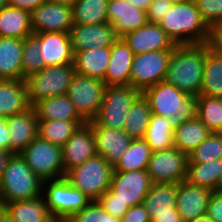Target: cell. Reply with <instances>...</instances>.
<instances>
[{
  "label": "cell",
  "instance_id": "obj_17",
  "mask_svg": "<svg viewBox=\"0 0 222 222\" xmlns=\"http://www.w3.org/2000/svg\"><path fill=\"white\" fill-rule=\"evenodd\" d=\"M121 38L133 51L134 55L157 50H172L176 46L167 33L155 23H146Z\"/></svg>",
  "mask_w": 222,
  "mask_h": 222
},
{
  "label": "cell",
  "instance_id": "obj_18",
  "mask_svg": "<svg viewBox=\"0 0 222 222\" xmlns=\"http://www.w3.org/2000/svg\"><path fill=\"white\" fill-rule=\"evenodd\" d=\"M95 139V148L98 155L114 168L127 151L133 140L124 130L91 126Z\"/></svg>",
  "mask_w": 222,
  "mask_h": 222
},
{
  "label": "cell",
  "instance_id": "obj_24",
  "mask_svg": "<svg viewBox=\"0 0 222 222\" xmlns=\"http://www.w3.org/2000/svg\"><path fill=\"white\" fill-rule=\"evenodd\" d=\"M30 107L24 80H0V117L20 114Z\"/></svg>",
  "mask_w": 222,
  "mask_h": 222
},
{
  "label": "cell",
  "instance_id": "obj_10",
  "mask_svg": "<svg viewBox=\"0 0 222 222\" xmlns=\"http://www.w3.org/2000/svg\"><path fill=\"white\" fill-rule=\"evenodd\" d=\"M105 88L106 84L103 80L76 72L73 75L67 95L86 123L96 117L103 101Z\"/></svg>",
  "mask_w": 222,
  "mask_h": 222
},
{
  "label": "cell",
  "instance_id": "obj_9",
  "mask_svg": "<svg viewBox=\"0 0 222 222\" xmlns=\"http://www.w3.org/2000/svg\"><path fill=\"white\" fill-rule=\"evenodd\" d=\"M20 155L31 170L43 181L65 177L61 146L37 137Z\"/></svg>",
  "mask_w": 222,
  "mask_h": 222
},
{
  "label": "cell",
  "instance_id": "obj_40",
  "mask_svg": "<svg viewBox=\"0 0 222 222\" xmlns=\"http://www.w3.org/2000/svg\"><path fill=\"white\" fill-rule=\"evenodd\" d=\"M44 67L46 66L41 57L39 38L35 34H31L23 39V80L27 76L41 71Z\"/></svg>",
  "mask_w": 222,
  "mask_h": 222
},
{
  "label": "cell",
  "instance_id": "obj_1",
  "mask_svg": "<svg viewBox=\"0 0 222 222\" xmlns=\"http://www.w3.org/2000/svg\"><path fill=\"white\" fill-rule=\"evenodd\" d=\"M206 58V43L176 45L171 52L165 81L179 90L200 95Z\"/></svg>",
  "mask_w": 222,
  "mask_h": 222
},
{
  "label": "cell",
  "instance_id": "obj_19",
  "mask_svg": "<svg viewBox=\"0 0 222 222\" xmlns=\"http://www.w3.org/2000/svg\"><path fill=\"white\" fill-rule=\"evenodd\" d=\"M6 122L11 154H20L38 137V119L32 106L23 113L7 117Z\"/></svg>",
  "mask_w": 222,
  "mask_h": 222
},
{
  "label": "cell",
  "instance_id": "obj_34",
  "mask_svg": "<svg viewBox=\"0 0 222 222\" xmlns=\"http://www.w3.org/2000/svg\"><path fill=\"white\" fill-rule=\"evenodd\" d=\"M174 126L169 118L152 114L144 136L152 152L164 151L173 146Z\"/></svg>",
  "mask_w": 222,
  "mask_h": 222
},
{
  "label": "cell",
  "instance_id": "obj_46",
  "mask_svg": "<svg viewBox=\"0 0 222 222\" xmlns=\"http://www.w3.org/2000/svg\"><path fill=\"white\" fill-rule=\"evenodd\" d=\"M207 216L213 222H222V193L213 191L210 195Z\"/></svg>",
  "mask_w": 222,
  "mask_h": 222
},
{
  "label": "cell",
  "instance_id": "obj_14",
  "mask_svg": "<svg viewBox=\"0 0 222 222\" xmlns=\"http://www.w3.org/2000/svg\"><path fill=\"white\" fill-rule=\"evenodd\" d=\"M33 34L43 32L69 33L73 24L72 6L44 2L30 13Z\"/></svg>",
  "mask_w": 222,
  "mask_h": 222
},
{
  "label": "cell",
  "instance_id": "obj_51",
  "mask_svg": "<svg viewBox=\"0 0 222 222\" xmlns=\"http://www.w3.org/2000/svg\"><path fill=\"white\" fill-rule=\"evenodd\" d=\"M151 222H184L177 209L173 213L154 214Z\"/></svg>",
  "mask_w": 222,
  "mask_h": 222
},
{
  "label": "cell",
  "instance_id": "obj_13",
  "mask_svg": "<svg viewBox=\"0 0 222 222\" xmlns=\"http://www.w3.org/2000/svg\"><path fill=\"white\" fill-rule=\"evenodd\" d=\"M151 185L147 170L128 172L113 170L109 191L112 193V200H120L131 207L143 203Z\"/></svg>",
  "mask_w": 222,
  "mask_h": 222
},
{
  "label": "cell",
  "instance_id": "obj_39",
  "mask_svg": "<svg viewBox=\"0 0 222 222\" xmlns=\"http://www.w3.org/2000/svg\"><path fill=\"white\" fill-rule=\"evenodd\" d=\"M196 116L211 132L222 133V98L197 96Z\"/></svg>",
  "mask_w": 222,
  "mask_h": 222
},
{
  "label": "cell",
  "instance_id": "obj_33",
  "mask_svg": "<svg viewBox=\"0 0 222 222\" xmlns=\"http://www.w3.org/2000/svg\"><path fill=\"white\" fill-rule=\"evenodd\" d=\"M222 174V159L205 163H188L186 181L190 184L215 191Z\"/></svg>",
  "mask_w": 222,
  "mask_h": 222
},
{
  "label": "cell",
  "instance_id": "obj_58",
  "mask_svg": "<svg viewBox=\"0 0 222 222\" xmlns=\"http://www.w3.org/2000/svg\"><path fill=\"white\" fill-rule=\"evenodd\" d=\"M173 5L187 2L189 0H169Z\"/></svg>",
  "mask_w": 222,
  "mask_h": 222
},
{
  "label": "cell",
  "instance_id": "obj_57",
  "mask_svg": "<svg viewBox=\"0 0 222 222\" xmlns=\"http://www.w3.org/2000/svg\"><path fill=\"white\" fill-rule=\"evenodd\" d=\"M215 192L222 193V174H221L220 179L217 183V187H216Z\"/></svg>",
  "mask_w": 222,
  "mask_h": 222
},
{
  "label": "cell",
  "instance_id": "obj_60",
  "mask_svg": "<svg viewBox=\"0 0 222 222\" xmlns=\"http://www.w3.org/2000/svg\"><path fill=\"white\" fill-rule=\"evenodd\" d=\"M51 222H61V221H58V220L53 219Z\"/></svg>",
  "mask_w": 222,
  "mask_h": 222
},
{
  "label": "cell",
  "instance_id": "obj_47",
  "mask_svg": "<svg viewBox=\"0 0 222 222\" xmlns=\"http://www.w3.org/2000/svg\"><path fill=\"white\" fill-rule=\"evenodd\" d=\"M121 222H151L143 204L131 206L121 218Z\"/></svg>",
  "mask_w": 222,
  "mask_h": 222
},
{
  "label": "cell",
  "instance_id": "obj_29",
  "mask_svg": "<svg viewBox=\"0 0 222 222\" xmlns=\"http://www.w3.org/2000/svg\"><path fill=\"white\" fill-rule=\"evenodd\" d=\"M178 184L152 183L143 200V206L152 220L154 214L173 213L176 209Z\"/></svg>",
  "mask_w": 222,
  "mask_h": 222
},
{
  "label": "cell",
  "instance_id": "obj_49",
  "mask_svg": "<svg viewBox=\"0 0 222 222\" xmlns=\"http://www.w3.org/2000/svg\"><path fill=\"white\" fill-rule=\"evenodd\" d=\"M46 0H7V5L31 13Z\"/></svg>",
  "mask_w": 222,
  "mask_h": 222
},
{
  "label": "cell",
  "instance_id": "obj_50",
  "mask_svg": "<svg viewBox=\"0 0 222 222\" xmlns=\"http://www.w3.org/2000/svg\"><path fill=\"white\" fill-rule=\"evenodd\" d=\"M9 132L6 117H0V149L9 152Z\"/></svg>",
  "mask_w": 222,
  "mask_h": 222
},
{
  "label": "cell",
  "instance_id": "obj_5",
  "mask_svg": "<svg viewBox=\"0 0 222 222\" xmlns=\"http://www.w3.org/2000/svg\"><path fill=\"white\" fill-rule=\"evenodd\" d=\"M114 168L96 154L65 174V178L76 189L84 193L91 201H96L109 190Z\"/></svg>",
  "mask_w": 222,
  "mask_h": 222
},
{
  "label": "cell",
  "instance_id": "obj_43",
  "mask_svg": "<svg viewBox=\"0 0 222 222\" xmlns=\"http://www.w3.org/2000/svg\"><path fill=\"white\" fill-rule=\"evenodd\" d=\"M209 28L222 23V0H194Z\"/></svg>",
  "mask_w": 222,
  "mask_h": 222
},
{
  "label": "cell",
  "instance_id": "obj_44",
  "mask_svg": "<svg viewBox=\"0 0 222 222\" xmlns=\"http://www.w3.org/2000/svg\"><path fill=\"white\" fill-rule=\"evenodd\" d=\"M96 201L108 214L119 219H121L130 208L127 203H123L120 200H112V193L109 190Z\"/></svg>",
  "mask_w": 222,
  "mask_h": 222
},
{
  "label": "cell",
  "instance_id": "obj_26",
  "mask_svg": "<svg viewBox=\"0 0 222 222\" xmlns=\"http://www.w3.org/2000/svg\"><path fill=\"white\" fill-rule=\"evenodd\" d=\"M111 47L91 48L74 53V69L81 75L98 78L105 82Z\"/></svg>",
  "mask_w": 222,
  "mask_h": 222
},
{
  "label": "cell",
  "instance_id": "obj_6",
  "mask_svg": "<svg viewBox=\"0 0 222 222\" xmlns=\"http://www.w3.org/2000/svg\"><path fill=\"white\" fill-rule=\"evenodd\" d=\"M140 95L141 91L131 85L106 86L96 117L87 123L124 130L131 105Z\"/></svg>",
  "mask_w": 222,
  "mask_h": 222
},
{
  "label": "cell",
  "instance_id": "obj_38",
  "mask_svg": "<svg viewBox=\"0 0 222 222\" xmlns=\"http://www.w3.org/2000/svg\"><path fill=\"white\" fill-rule=\"evenodd\" d=\"M151 153V148L144 139H133L114 171L147 170Z\"/></svg>",
  "mask_w": 222,
  "mask_h": 222
},
{
  "label": "cell",
  "instance_id": "obj_54",
  "mask_svg": "<svg viewBox=\"0 0 222 222\" xmlns=\"http://www.w3.org/2000/svg\"><path fill=\"white\" fill-rule=\"evenodd\" d=\"M0 222H14L3 207H0Z\"/></svg>",
  "mask_w": 222,
  "mask_h": 222
},
{
  "label": "cell",
  "instance_id": "obj_59",
  "mask_svg": "<svg viewBox=\"0 0 222 222\" xmlns=\"http://www.w3.org/2000/svg\"><path fill=\"white\" fill-rule=\"evenodd\" d=\"M7 5V0H0V9Z\"/></svg>",
  "mask_w": 222,
  "mask_h": 222
},
{
  "label": "cell",
  "instance_id": "obj_41",
  "mask_svg": "<svg viewBox=\"0 0 222 222\" xmlns=\"http://www.w3.org/2000/svg\"><path fill=\"white\" fill-rule=\"evenodd\" d=\"M188 163H205L222 159V133L211 134L188 155Z\"/></svg>",
  "mask_w": 222,
  "mask_h": 222
},
{
  "label": "cell",
  "instance_id": "obj_32",
  "mask_svg": "<svg viewBox=\"0 0 222 222\" xmlns=\"http://www.w3.org/2000/svg\"><path fill=\"white\" fill-rule=\"evenodd\" d=\"M200 95L222 98V56L206 43V58Z\"/></svg>",
  "mask_w": 222,
  "mask_h": 222
},
{
  "label": "cell",
  "instance_id": "obj_35",
  "mask_svg": "<svg viewBox=\"0 0 222 222\" xmlns=\"http://www.w3.org/2000/svg\"><path fill=\"white\" fill-rule=\"evenodd\" d=\"M109 0H75L72 3L73 24L93 25L108 22Z\"/></svg>",
  "mask_w": 222,
  "mask_h": 222
},
{
  "label": "cell",
  "instance_id": "obj_56",
  "mask_svg": "<svg viewBox=\"0 0 222 222\" xmlns=\"http://www.w3.org/2000/svg\"><path fill=\"white\" fill-rule=\"evenodd\" d=\"M188 222H213V221L207 216V214H205Z\"/></svg>",
  "mask_w": 222,
  "mask_h": 222
},
{
  "label": "cell",
  "instance_id": "obj_22",
  "mask_svg": "<svg viewBox=\"0 0 222 222\" xmlns=\"http://www.w3.org/2000/svg\"><path fill=\"white\" fill-rule=\"evenodd\" d=\"M213 191L190 184L186 180L178 184L176 209L184 222L207 214L210 195Z\"/></svg>",
  "mask_w": 222,
  "mask_h": 222
},
{
  "label": "cell",
  "instance_id": "obj_27",
  "mask_svg": "<svg viewBox=\"0 0 222 222\" xmlns=\"http://www.w3.org/2000/svg\"><path fill=\"white\" fill-rule=\"evenodd\" d=\"M44 195L7 203L3 208L14 222H51L54 218L48 210Z\"/></svg>",
  "mask_w": 222,
  "mask_h": 222
},
{
  "label": "cell",
  "instance_id": "obj_30",
  "mask_svg": "<svg viewBox=\"0 0 222 222\" xmlns=\"http://www.w3.org/2000/svg\"><path fill=\"white\" fill-rule=\"evenodd\" d=\"M210 134L211 131L195 116L174 127L173 146L189 155Z\"/></svg>",
  "mask_w": 222,
  "mask_h": 222
},
{
  "label": "cell",
  "instance_id": "obj_11",
  "mask_svg": "<svg viewBox=\"0 0 222 222\" xmlns=\"http://www.w3.org/2000/svg\"><path fill=\"white\" fill-rule=\"evenodd\" d=\"M172 50H157L135 55L130 74V85L141 92L164 81Z\"/></svg>",
  "mask_w": 222,
  "mask_h": 222
},
{
  "label": "cell",
  "instance_id": "obj_31",
  "mask_svg": "<svg viewBox=\"0 0 222 222\" xmlns=\"http://www.w3.org/2000/svg\"><path fill=\"white\" fill-rule=\"evenodd\" d=\"M31 34L29 12L8 5L0 9V37L24 39Z\"/></svg>",
  "mask_w": 222,
  "mask_h": 222
},
{
  "label": "cell",
  "instance_id": "obj_3",
  "mask_svg": "<svg viewBox=\"0 0 222 222\" xmlns=\"http://www.w3.org/2000/svg\"><path fill=\"white\" fill-rule=\"evenodd\" d=\"M152 114L169 118L176 127L196 116V97L189 95L165 80L144 89Z\"/></svg>",
  "mask_w": 222,
  "mask_h": 222
},
{
  "label": "cell",
  "instance_id": "obj_37",
  "mask_svg": "<svg viewBox=\"0 0 222 222\" xmlns=\"http://www.w3.org/2000/svg\"><path fill=\"white\" fill-rule=\"evenodd\" d=\"M152 111L148 101L141 94L131 105V108L126 116V126L124 131L132 139H143L149 122Z\"/></svg>",
  "mask_w": 222,
  "mask_h": 222
},
{
  "label": "cell",
  "instance_id": "obj_36",
  "mask_svg": "<svg viewBox=\"0 0 222 222\" xmlns=\"http://www.w3.org/2000/svg\"><path fill=\"white\" fill-rule=\"evenodd\" d=\"M85 123V121H67L62 119L38 120V137L62 147L77 128Z\"/></svg>",
  "mask_w": 222,
  "mask_h": 222
},
{
  "label": "cell",
  "instance_id": "obj_42",
  "mask_svg": "<svg viewBox=\"0 0 222 222\" xmlns=\"http://www.w3.org/2000/svg\"><path fill=\"white\" fill-rule=\"evenodd\" d=\"M65 222H121V219L108 214L97 201H91L80 212L73 214Z\"/></svg>",
  "mask_w": 222,
  "mask_h": 222
},
{
  "label": "cell",
  "instance_id": "obj_55",
  "mask_svg": "<svg viewBox=\"0 0 222 222\" xmlns=\"http://www.w3.org/2000/svg\"><path fill=\"white\" fill-rule=\"evenodd\" d=\"M75 0H46L48 3L63 4L71 6Z\"/></svg>",
  "mask_w": 222,
  "mask_h": 222
},
{
  "label": "cell",
  "instance_id": "obj_2",
  "mask_svg": "<svg viewBox=\"0 0 222 222\" xmlns=\"http://www.w3.org/2000/svg\"><path fill=\"white\" fill-rule=\"evenodd\" d=\"M158 25L175 45L208 43L210 28L202 20L194 0L174 4Z\"/></svg>",
  "mask_w": 222,
  "mask_h": 222
},
{
  "label": "cell",
  "instance_id": "obj_53",
  "mask_svg": "<svg viewBox=\"0 0 222 222\" xmlns=\"http://www.w3.org/2000/svg\"><path fill=\"white\" fill-rule=\"evenodd\" d=\"M129 2H131L135 7L143 10V11H147L150 3L152 2V0H128Z\"/></svg>",
  "mask_w": 222,
  "mask_h": 222
},
{
  "label": "cell",
  "instance_id": "obj_48",
  "mask_svg": "<svg viewBox=\"0 0 222 222\" xmlns=\"http://www.w3.org/2000/svg\"><path fill=\"white\" fill-rule=\"evenodd\" d=\"M208 44L216 54L222 56V23L210 28Z\"/></svg>",
  "mask_w": 222,
  "mask_h": 222
},
{
  "label": "cell",
  "instance_id": "obj_23",
  "mask_svg": "<svg viewBox=\"0 0 222 222\" xmlns=\"http://www.w3.org/2000/svg\"><path fill=\"white\" fill-rule=\"evenodd\" d=\"M133 51L122 38L111 46L109 65L105 74L106 86L130 85Z\"/></svg>",
  "mask_w": 222,
  "mask_h": 222
},
{
  "label": "cell",
  "instance_id": "obj_12",
  "mask_svg": "<svg viewBox=\"0 0 222 222\" xmlns=\"http://www.w3.org/2000/svg\"><path fill=\"white\" fill-rule=\"evenodd\" d=\"M188 155L176 147L152 152L147 173L152 183L179 184L186 179Z\"/></svg>",
  "mask_w": 222,
  "mask_h": 222
},
{
  "label": "cell",
  "instance_id": "obj_16",
  "mask_svg": "<svg viewBox=\"0 0 222 222\" xmlns=\"http://www.w3.org/2000/svg\"><path fill=\"white\" fill-rule=\"evenodd\" d=\"M73 53L91 48L111 47L118 39L113 26L109 23L76 25L70 29Z\"/></svg>",
  "mask_w": 222,
  "mask_h": 222
},
{
  "label": "cell",
  "instance_id": "obj_45",
  "mask_svg": "<svg viewBox=\"0 0 222 222\" xmlns=\"http://www.w3.org/2000/svg\"><path fill=\"white\" fill-rule=\"evenodd\" d=\"M172 5L169 0H152L146 11L147 23L158 24L168 13Z\"/></svg>",
  "mask_w": 222,
  "mask_h": 222
},
{
  "label": "cell",
  "instance_id": "obj_52",
  "mask_svg": "<svg viewBox=\"0 0 222 222\" xmlns=\"http://www.w3.org/2000/svg\"><path fill=\"white\" fill-rule=\"evenodd\" d=\"M11 155L12 154L10 152L0 149V182L3 177V173L6 168L7 161L11 157Z\"/></svg>",
  "mask_w": 222,
  "mask_h": 222
},
{
  "label": "cell",
  "instance_id": "obj_20",
  "mask_svg": "<svg viewBox=\"0 0 222 222\" xmlns=\"http://www.w3.org/2000/svg\"><path fill=\"white\" fill-rule=\"evenodd\" d=\"M39 38L40 52L46 67L69 65L74 62V53L69 33H35Z\"/></svg>",
  "mask_w": 222,
  "mask_h": 222
},
{
  "label": "cell",
  "instance_id": "obj_28",
  "mask_svg": "<svg viewBox=\"0 0 222 222\" xmlns=\"http://www.w3.org/2000/svg\"><path fill=\"white\" fill-rule=\"evenodd\" d=\"M32 107L38 120L84 121L67 94L39 100Z\"/></svg>",
  "mask_w": 222,
  "mask_h": 222
},
{
  "label": "cell",
  "instance_id": "obj_25",
  "mask_svg": "<svg viewBox=\"0 0 222 222\" xmlns=\"http://www.w3.org/2000/svg\"><path fill=\"white\" fill-rule=\"evenodd\" d=\"M23 39L0 37V80H23Z\"/></svg>",
  "mask_w": 222,
  "mask_h": 222
},
{
  "label": "cell",
  "instance_id": "obj_21",
  "mask_svg": "<svg viewBox=\"0 0 222 222\" xmlns=\"http://www.w3.org/2000/svg\"><path fill=\"white\" fill-rule=\"evenodd\" d=\"M107 16L118 38L147 23L146 12L135 7L128 0H109Z\"/></svg>",
  "mask_w": 222,
  "mask_h": 222
},
{
  "label": "cell",
  "instance_id": "obj_4",
  "mask_svg": "<svg viewBox=\"0 0 222 222\" xmlns=\"http://www.w3.org/2000/svg\"><path fill=\"white\" fill-rule=\"evenodd\" d=\"M43 191V180L31 170L20 154H12L0 182V207L37 198L43 195Z\"/></svg>",
  "mask_w": 222,
  "mask_h": 222
},
{
  "label": "cell",
  "instance_id": "obj_7",
  "mask_svg": "<svg viewBox=\"0 0 222 222\" xmlns=\"http://www.w3.org/2000/svg\"><path fill=\"white\" fill-rule=\"evenodd\" d=\"M74 74V65L69 64L44 67L27 76L24 81L30 106L45 98L66 95Z\"/></svg>",
  "mask_w": 222,
  "mask_h": 222
},
{
  "label": "cell",
  "instance_id": "obj_15",
  "mask_svg": "<svg viewBox=\"0 0 222 222\" xmlns=\"http://www.w3.org/2000/svg\"><path fill=\"white\" fill-rule=\"evenodd\" d=\"M61 154L65 173L95 156L97 152L92 127L88 123L79 126L61 147Z\"/></svg>",
  "mask_w": 222,
  "mask_h": 222
},
{
  "label": "cell",
  "instance_id": "obj_8",
  "mask_svg": "<svg viewBox=\"0 0 222 222\" xmlns=\"http://www.w3.org/2000/svg\"><path fill=\"white\" fill-rule=\"evenodd\" d=\"M47 184L44 198L55 220L65 222L91 202L90 198L72 186L65 177L43 181V186Z\"/></svg>",
  "mask_w": 222,
  "mask_h": 222
}]
</instances>
